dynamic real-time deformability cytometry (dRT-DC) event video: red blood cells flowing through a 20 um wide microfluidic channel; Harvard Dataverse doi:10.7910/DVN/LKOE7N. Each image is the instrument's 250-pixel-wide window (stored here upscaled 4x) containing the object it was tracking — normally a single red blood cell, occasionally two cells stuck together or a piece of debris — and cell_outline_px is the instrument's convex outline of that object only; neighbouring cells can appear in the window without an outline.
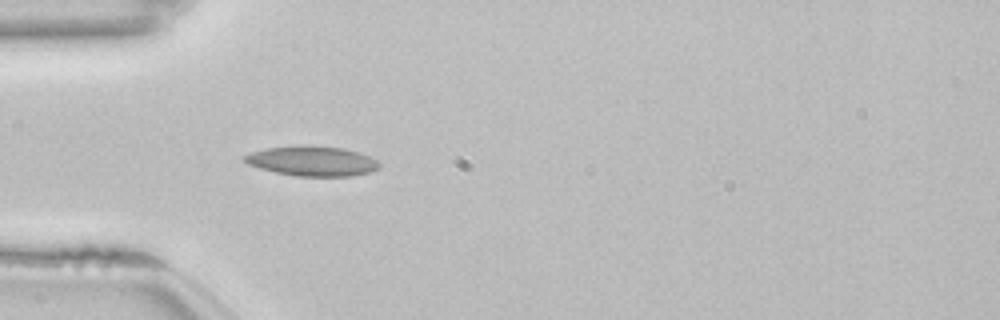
{"species": "common noctule bat (a hibernating species)", "species_latin": "Nyctalus noctula", "temperature_condition": "room temperature", "stored_images_in_passage": 27, "camera_frame_rate_fps": 3000, "um_per_image_px": 0.085, "animal": {"sex": "female", "body_mass_g": 22.7, "forearm_length_mm": 54.2}, "frame": {"image": 1, "passage_image": 5, "time_ms": 1.333, "image_size_px": [1000, 320], "cell_outline_px": [[380, 168], [368, 172], [352, 176], [296, 176], [276, 172], [260, 168], [248, 164], [244, 160], [244, 156], [252, 152], [268, 148], [296, 144], [312, 144], [344, 148], [368, 156], [376, 160], [380, 164]], "centroid_in_image_um": [26.53, 13.67], "position_along_channel_um": 58.5, "area_um2": 23.58}}